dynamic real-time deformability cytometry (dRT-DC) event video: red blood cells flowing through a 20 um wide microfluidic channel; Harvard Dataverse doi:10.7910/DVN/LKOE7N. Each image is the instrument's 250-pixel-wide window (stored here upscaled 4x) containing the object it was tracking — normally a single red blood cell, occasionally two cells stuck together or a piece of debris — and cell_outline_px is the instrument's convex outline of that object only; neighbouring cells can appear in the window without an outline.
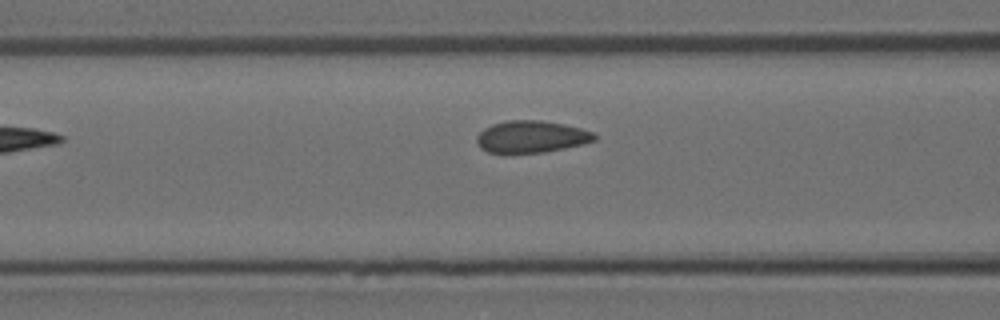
{"species": "Egyptian fruit bat (a non-hibernating species)", "species_latin": "Rousettus aegyptiacus", "temperature_condition": "room temperature", "stored_images_in_passage": 6, "camera_frame_rate_fps": 3000, "um_per_image_px": 0.085, "animal": {"sex": "female"}, "frame": {"image": 1, "passage_image": 5, "time_ms": 1.333, "image_size_px": [1000, 320], "cell_outline_px": [[596, 140], [564, 148], [544, 152], [488, 152], [480, 148], [476, 140], [476, 136], [484, 128], [492, 124], [508, 120], [540, 120], [564, 124], [580, 128], [592, 132], [596, 136]], "centroid_in_image_um": [45.14, 11.61], "position_along_channel_um": 121.5, "area_um2": 21.68}}
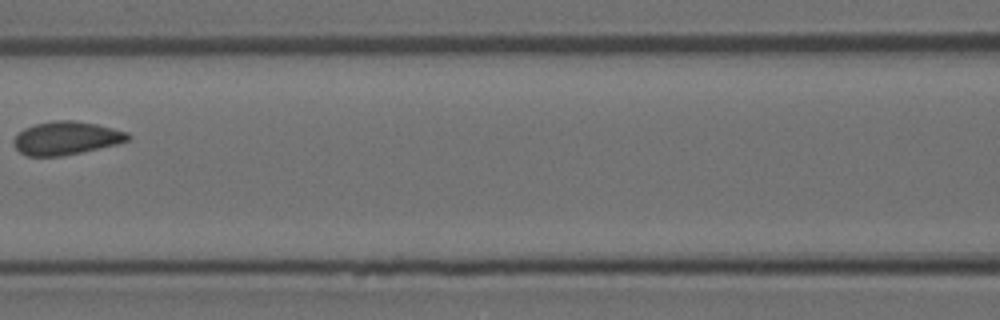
{"frame": {"image": 2, "passage_image": 6, "time_ms": 1.667, "image_size_px": [1000, 320], "cell_outline_px": [[132, 136], [128, 140], [116, 144], [80, 152], [60, 156], [28, 156], [20, 152], [16, 148], [12, 140], [24, 128], [36, 124], [56, 120], [72, 120], [96, 124], [128, 132]], "centroid_in_image_um": [5.62, 11.73], "position_along_channel_um": 161.0, "area_um2": 21.85}}